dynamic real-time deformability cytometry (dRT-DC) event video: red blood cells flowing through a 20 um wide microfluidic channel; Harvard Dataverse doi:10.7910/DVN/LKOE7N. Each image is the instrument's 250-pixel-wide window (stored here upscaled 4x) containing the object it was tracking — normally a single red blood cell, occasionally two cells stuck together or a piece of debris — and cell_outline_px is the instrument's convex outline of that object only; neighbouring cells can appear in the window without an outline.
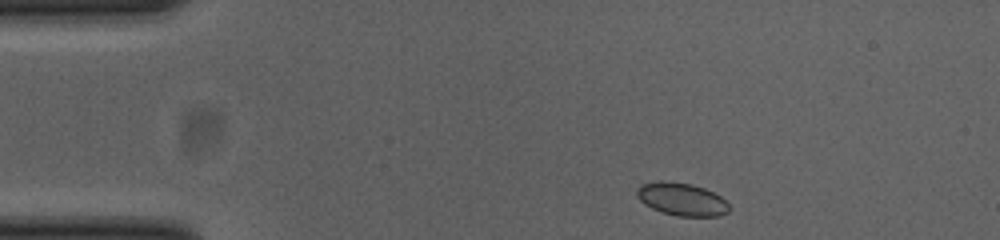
{"species": "common noctule bat (a hibernating species)", "species_latin": "Nyctalus noctula", "temperature_condition": "cold", "stored_images_in_passage": 45, "camera_frame_rate_fps": 3000, "um_per_image_px": 0.085, "animal": {"sex": "female", "body_mass_g": 23.0, "forearm_length_mm": 53.4}, "frame": {"image": 1, "passage_image": 1, "time_ms": 0.0, "image_size_px": [1000, 240], "cell_outline_px": [[732, 208], [728, 212], [720, 216], [676, 216], [660, 212], [644, 204], [636, 196], [636, 188], [640, 184], [656, 180], [660, 180], [692, 184], [704, 188], [720, 196]], "centroid_in_image_um": [57.92, 16.93], "position_along_channel_um": 27.1, "area_um2": 17.92}}
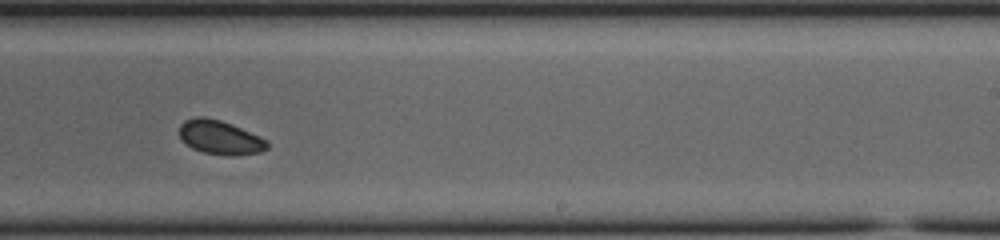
{"frame": {"image": 2, "passage_image": 25, "time_ms": 8.0, "image_size_px": [1000, 240], "cell_outline_px": [[268, 148], [260, 152], [236, 156], [228, 156], [204, 152], [192, 148], [180, 140], [180, 124], [184, 120], [196, 116], [204, 116], [220, 120], [232, 124], [260, 136], [268, 140]], "centroid_in_image_um": [18.7, 11.68], "position_along_channel_um": 270.3, "area_um2": 17.63}}
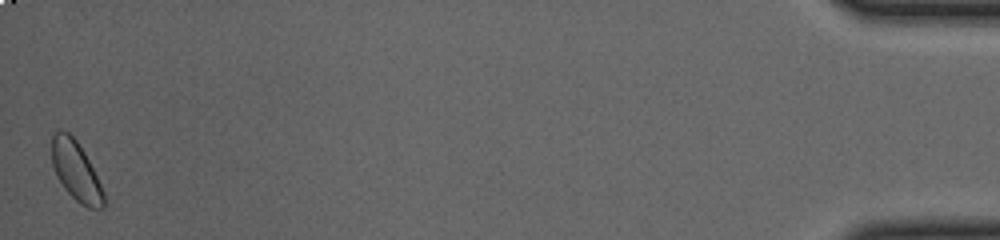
{"frame": {"image": 3, "passage_image": 45, "time_ms": 14.667, "image_size_px": [1000, 240], "cell_outline_px": [[104, 208], [88, 208], [80, 204], [64, 188], [56, 176], [52, 164], [52, 136], [56, 132], [68, 132], [76, 140], [84, 152], [104, 192]], "centroid_in_image_um": [6.45, 14.57], "position_along_channel_um": 428.8, "area_um2": 17.57}, "authors_computed_cell_mechanics": {"area_um2": 17.5134, "velocity_mm_per_s": 3.8218, "shape_relaxation_time_tau1_ms": 1.4669, "shape_relaxation_time_tau2_ms": 4.6311, "deformation_change_tau1": 0.0448, "deformation_change_tau2": 0.0562}}